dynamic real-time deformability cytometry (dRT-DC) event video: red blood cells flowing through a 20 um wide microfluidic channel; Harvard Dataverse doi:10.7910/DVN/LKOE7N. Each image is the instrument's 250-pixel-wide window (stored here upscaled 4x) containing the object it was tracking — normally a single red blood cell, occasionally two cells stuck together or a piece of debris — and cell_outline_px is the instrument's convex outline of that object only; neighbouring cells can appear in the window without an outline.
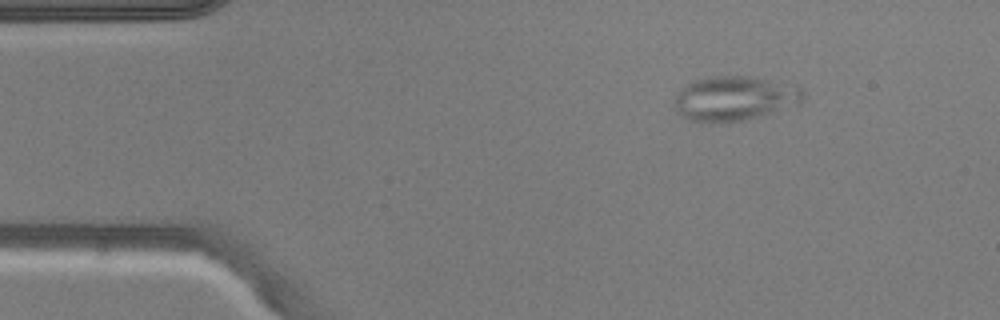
{"species": "common noctule bat (a hibernating species)", "species_latin": "Nyctalus noctula", "temperature_condition": "warm", "stored_images_in_passage": 44, "camera_frame_rate_fps": 3000, "um_per_image_px": 0.085, "animal": {"sex": "male", "body_mass_g": 20.5, "forearm_length_mm": 52.5}, "frame": {"image": 1, "passage_image": 1, "time_ms": 0.0, "image_size_px": [1000, 320], "cell_outline_px": [[804, 100], [800, 104], [764, 116], [748, 120], [728, 124], [724, 124], [692, 120], [676, 112], [672, 104], [672, 100], [676, 92], [680, 88], [696, 80], [712, 76], [752, 76], [796, 84], [804, 92]], "centroid_in_image_um": [62.46, 8.38], "position_along_channel_um": 22.5, "area_um2": 34.56}}
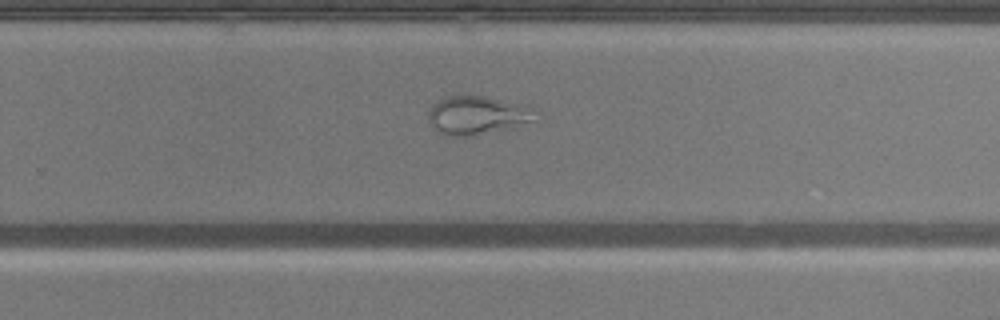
{"frame": {"image": 2, "passage_image": 26, "time_ms": 8.333, "image_size_px": [1000, 320], "cell_outline_px": [[536, 120], [464, 136], [448, 136], [440, 132], [428, 120], [428, 112], [432, 104], [444, 96], [484, 96], [528, 104]], "centroid_in_image_um": [40.49, 9.74], "position_along_channel_um": 289.3, "area_um2": 23.18}}
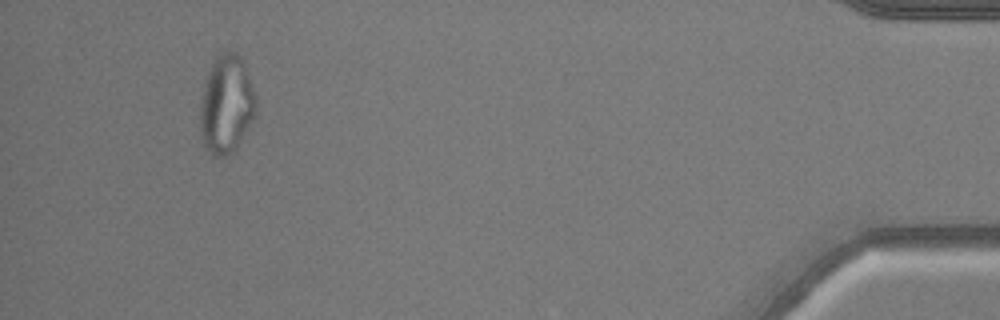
{"frame": {"image": 3, "passage_image": 41, "time_ms": 13.333, "image_size_px": [1000, 320], "cell_outline_px": [[256, 112], [252, 120], [232, 152], [228, 156], [212, 156], [204, 144], [200, 128], [200, 104], [204, 84], [208, 72], [212, 64], [220, 52], [224, 48], [236, 52], [244, 60], [256, 100]], "centroid_in_image_um": [19.23, 8.82], "position_along_channel_um": 416.0, "area_um2": 31.85}}